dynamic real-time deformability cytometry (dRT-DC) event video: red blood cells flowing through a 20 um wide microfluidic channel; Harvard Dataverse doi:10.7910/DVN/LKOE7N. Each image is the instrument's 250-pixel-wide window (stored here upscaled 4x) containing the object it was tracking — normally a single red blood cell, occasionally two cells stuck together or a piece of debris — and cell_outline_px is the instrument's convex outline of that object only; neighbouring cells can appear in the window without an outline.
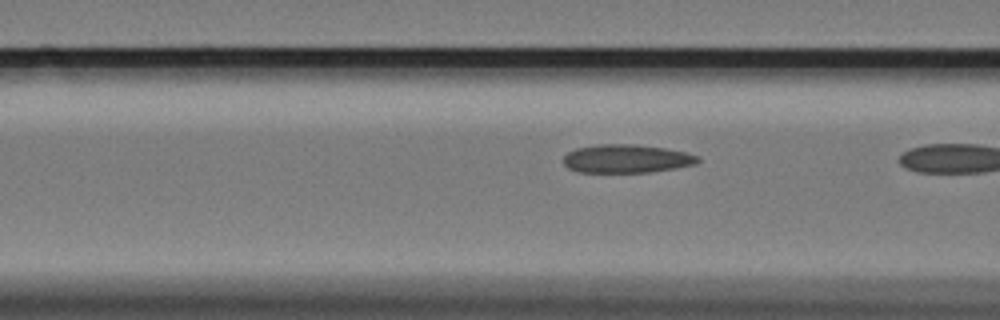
{"species": "Egyptian fruit bat (a non-hibernating species)", "species_latin": "Rousettus aegyptiacus", "temperature_condition": "cold", "stored_images_in_passage": 21, "camera_frame_rate_fps": 3000, "um_per_image_px": 0.085, "animal": {"sex": "female"}, "frame": {"image": 1, "passage_image": 20, "time_ms": 6.333, "image_size_px": [1000, 320], "cell_outline_px": [[700, 160], [696, 164], [676, 168], [648, 172], [580, 172], [568, 168], [564, 164], [564, 156], [568, 152], [576, 148], [596, 144], [636, 144], [664, 148], [688, 152], [700, 156]], "centroid_in_image_um": [53.28, 13.48], "position_along_channel_um": 113.3, "area_um2": 22.37}}